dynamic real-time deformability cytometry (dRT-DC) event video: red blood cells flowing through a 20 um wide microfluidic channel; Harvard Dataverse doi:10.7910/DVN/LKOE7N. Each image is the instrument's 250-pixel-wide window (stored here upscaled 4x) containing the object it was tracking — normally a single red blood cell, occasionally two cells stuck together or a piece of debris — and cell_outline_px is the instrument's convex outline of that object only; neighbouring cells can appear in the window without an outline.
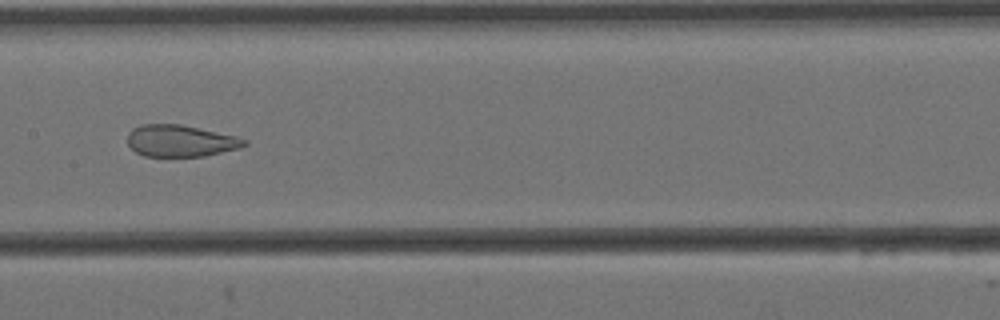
{"species": "Egyptian fruit bat (a non-hibernating species)", "species_latin": "Rousettus aegyptiacus", "temperature_condition": "cold", "stored_images_in_passage": 8, "camera_frame_rate_fps": 3000, "um_per_image_px": 0.085, "animal": {"sex": "female"}, "frame": {"image": 1, "passage_image": 8, "time_ms": 2.333, "image_size_px": [1000, 320], "cell_outline_px": [[248, 144], [240, 148], [204, 156], [144, 156], [136, 152], [128, 144], [128, 132], [132, 128], [140, 124], [180, 124], [236, 136], [248, 140]], "centroid_in_image_um": [15.34, 11.97], "position_along_channel_um": 192.1, "area_um2": 21.62}}